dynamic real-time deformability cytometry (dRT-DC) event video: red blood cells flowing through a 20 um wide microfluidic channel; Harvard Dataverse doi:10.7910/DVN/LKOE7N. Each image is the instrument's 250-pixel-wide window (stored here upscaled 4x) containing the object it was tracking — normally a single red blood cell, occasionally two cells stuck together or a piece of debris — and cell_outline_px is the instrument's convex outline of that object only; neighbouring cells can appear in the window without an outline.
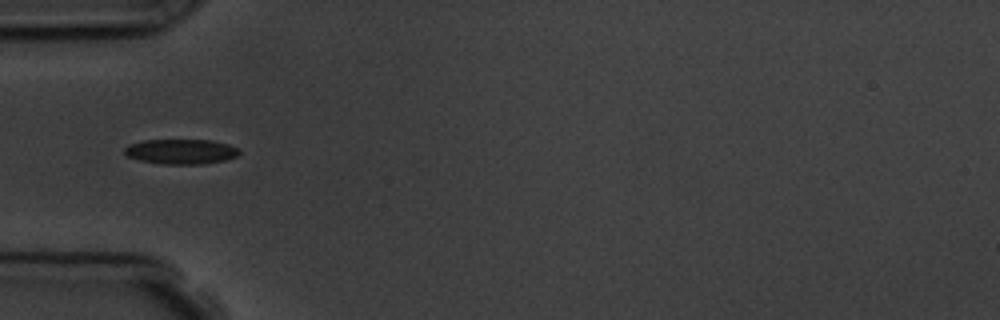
{"species": "common noctule bat (a hibernating species)", "species_latin": "Nyctalus noctula", "temperature_condition": "room temperature", "stored_images_in_passage": 7, "segment_of_instrument_passage": [2, 2], "camera_frame_rate_fps": 3000, "um_per_image_px": 0.085, "animal": {"sex": "male", "body_mass_g": 19.5, "forearm_length_mm": 54.6}, "frame": {"image": 1, "passage_image": 4, "time_ms": 3.667, "image_size_px": [1000, 320], "cell_outline_px": [[240, 152], [236, 156], [228, 160], [204, 164], [160, 164], [140, 160], [128, 156], [124, 152], [124, 148], [128, 144], [144, 140], [212, 140], [228, 144], [240, 148]], "centroid_in_image_um": [15.41, 12.88], "position_along_channel_um": 69.6, "area_um2": 16.88}}